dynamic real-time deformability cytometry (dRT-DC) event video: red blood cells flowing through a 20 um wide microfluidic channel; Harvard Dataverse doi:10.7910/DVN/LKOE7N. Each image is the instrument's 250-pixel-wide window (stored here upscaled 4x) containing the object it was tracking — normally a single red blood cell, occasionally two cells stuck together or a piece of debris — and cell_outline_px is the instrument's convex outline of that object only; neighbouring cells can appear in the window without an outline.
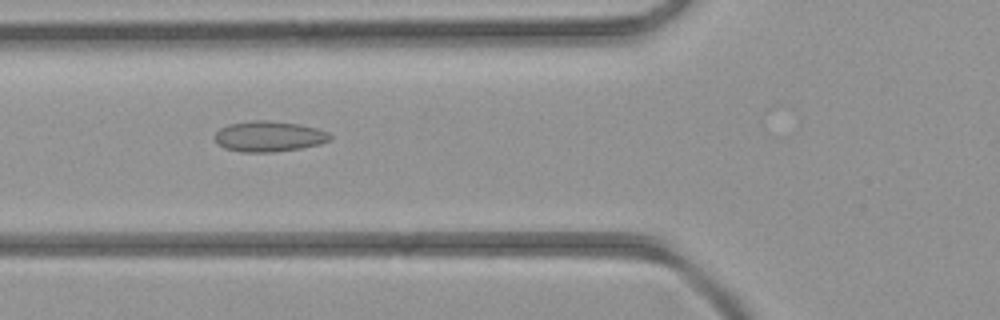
{"species": "common noctule bat (a hibernating species)", "species_latin": "Nyctalus noctula", "temperature_condition": "room temperature", "stored_images_in_passage": 4, "camera_frame_rate_fps": 3000, "um_per_image_px": 0.085, "animal": {"sex": "female", "body_mass_g": 21.9}, "frame": {"image": 1, "passage_image": 4, "time_ms": 3.667, "image_size_px": [1000, 320], "cell_outline_px": [[332, 140], [320, 144], [300, 148], [272, 152], [240, 152], [224, 148], [216, 140], [216, 132], [220, 128], [228, 124], [252, 120], [268, 120], [300, 124], [316, 128], [328, 132], [332, 136]], "centroid_in_image_um": [22.89, 11.59], "position_along_channel_um": 102.9, "area_um2": 20.58}}